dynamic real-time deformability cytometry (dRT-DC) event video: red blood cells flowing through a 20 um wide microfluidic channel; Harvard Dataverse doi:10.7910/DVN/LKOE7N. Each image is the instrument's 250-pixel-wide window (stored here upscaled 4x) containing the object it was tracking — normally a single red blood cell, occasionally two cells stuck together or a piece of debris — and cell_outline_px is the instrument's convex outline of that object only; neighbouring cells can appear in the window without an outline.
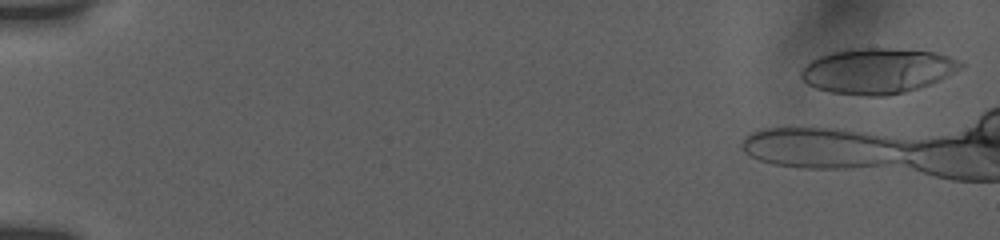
{"species": "human", "species_latin": "Homo sapiens", "temperature_condition": "room temperature", "stored_images_in_passage": 13, "camera_frame_rate_fps": 3000, "um_per_image_px": 0.085, "donor": {"sex": "female"}, "frame": {"image": 1, "passage_image": 1, "time_ms": 0.0, "image_size_px": [1000, 240], "cell_outline_px": [[964, 64], [960, 68], [948, 76], [940, 80], [920, 88], [888, 96], [868, 96], [832, 92], [816, 88], [808, 84], [800, 76], [800, 72], [812, 60], [820, 56], [832, 52], [852, 48], [892, 48], [936, 52], [960, 60]], "centroid_in_image_um": [74.62, 6.02], "position_along_channel_um": 10.4, "area_um2": 42.14}}